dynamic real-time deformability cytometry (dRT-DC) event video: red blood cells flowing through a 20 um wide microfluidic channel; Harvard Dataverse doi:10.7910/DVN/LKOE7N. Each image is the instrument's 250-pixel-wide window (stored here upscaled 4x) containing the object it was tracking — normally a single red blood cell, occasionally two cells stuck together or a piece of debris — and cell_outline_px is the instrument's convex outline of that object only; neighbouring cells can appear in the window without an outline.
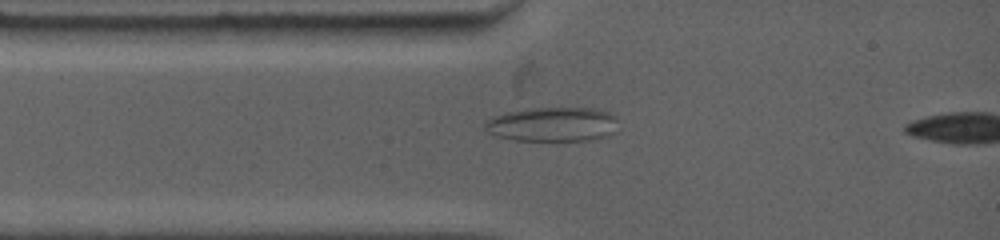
{"species": "common noctule bat (a hibernating species)", "species_latin": "Nyctalus noctula", "temperature_condition": "warm", "stored_images_in_passage": 5, "segment_of_instrument_passage": [1, 2], "camera_frame_rate_fps": 4500, "um_per_image_px": 0.085, "animal": {"sex": "female", "body_mass_g": 19.0, "forearm_length_mm": 53.3}, "frame": {"image": 1, "passage_image": 3, "time_ms": 1.556, "image_size_px": [1000, 240], "cell_outline_px": [[616, 120], [612, 132], [604, 136], [588, 140], [516, 140], [496, 136], [488, 132], [484, 128], [484, 124], [492, 116], [504, 112], [528, 108], [592, 108], [608, 112], [616, 116]], "centroid_in_image_um": [46.89, 10.55], "position_along_channel_um": 38.1, "area_um2": 26.47}}